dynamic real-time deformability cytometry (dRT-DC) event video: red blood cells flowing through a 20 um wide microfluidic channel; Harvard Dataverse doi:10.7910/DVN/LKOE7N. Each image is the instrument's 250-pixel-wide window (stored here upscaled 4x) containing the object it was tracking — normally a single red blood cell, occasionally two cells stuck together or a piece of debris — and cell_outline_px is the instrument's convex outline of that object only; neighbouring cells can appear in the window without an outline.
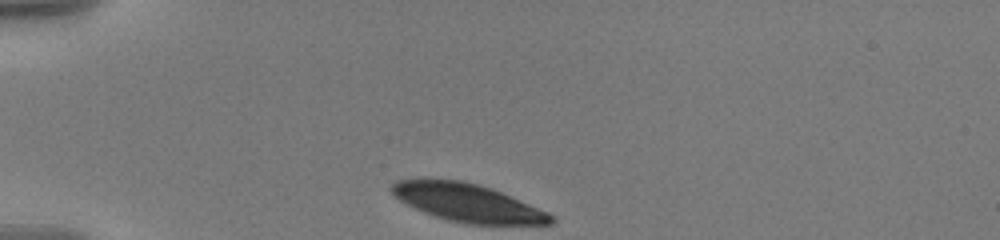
{"species": "human", "species_latin": "Homo sapiens", "temperature_condition": "warm", "stored_images_in_passage": 2, "camera_frame_rate_fps": 3000, "um_per_image_px": 0.085, "donor": {"sex": "male"}, "frame": {"image": 1, "passage_image": 1, "time_ms": 0.0, "image_size_px": [1000, 240], "cell_outline_px": [[556, 220], [552, 224], [464, 224], [448, 220], [424, 212], [400, 200], [388, 188], [396, 180], [424, 176], [460, 180], [492, 188], [548, 212], [556, 216]], "centroid_in_image_um": [39.7, 17.19], "position_along_channel_um": 45.3, "area_um2": 35.72}}